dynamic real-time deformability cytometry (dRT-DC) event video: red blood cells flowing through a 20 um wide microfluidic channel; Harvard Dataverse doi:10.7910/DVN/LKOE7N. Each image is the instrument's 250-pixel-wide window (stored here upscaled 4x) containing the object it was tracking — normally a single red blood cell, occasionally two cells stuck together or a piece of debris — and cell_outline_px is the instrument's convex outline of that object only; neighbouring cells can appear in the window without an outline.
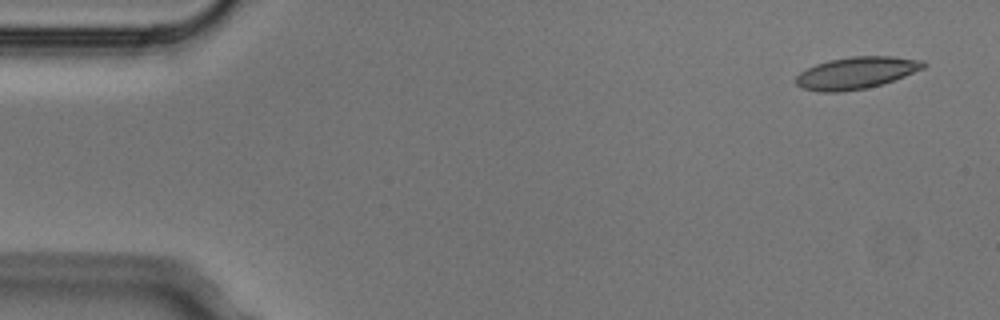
{"species": "Egyptian fruit bat (a non-hibernating species)", "species_latin": "Rousettus aegyptiacus", "temperature_condition": "cold", "stored_images_in_passage": 5, "camera_frame_rate_fps": 3000, "um_per_image_px": 0.085, "animal": {"sex": "male"}, "frame": {"image": 1, "passage_image": 1, "time_ms": 0.0, "image_size_px": [1000, 320], "cell_outline_px": [[928, 64], [924, 68], [904, 76], [880, 84], [864, 88], [840, 92], [820, 92], [804, 88], [796, 84], [796, 76], [800, 72], [816, 64], [828, 60], [852, 56], [892, 56], [924, 60]], "centroid_in_image_um": [72.79, 6.18], "position_along_channel_um": 12.2, "area_um2": 23.58}}
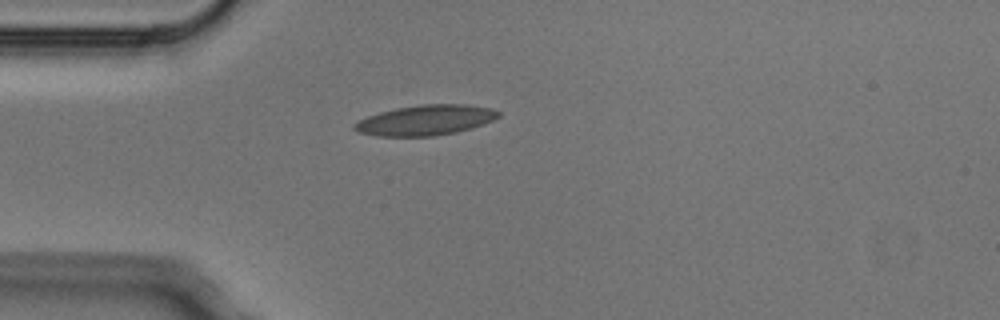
{"frame": {"image": 2, "passage_image": 4, "time_ms": 1.0, "image_size_px": [1000, 320], "cell_outline_px": [[500, 116], [484, 124], [472, 128], [456, 132], [432, 136], [376, 136], [360, 132], [352, 128], [352, 124], [368, 116], [380, 112], [396, 108], [420, 104], [464, 104], [492, 108], [500, 112]], "centroid_in_image_um": [36.18, 10.21], "position_along_channel_um": 48.8, "area_um2": 25.37}}